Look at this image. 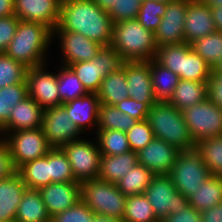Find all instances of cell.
Returning a JSON list of instances; mask_svg holds the SVG:
<instances>
[{
	"mask_svg": "<svg viewBox=\"0 0 222 222\" xmlns=\"http://www.w3.org/2000/svg\"><path fill=\"white\" fill-rule=\"evenodd\" d=\"M54 30L80 33L108 46L112 41L113 22L109 14L92 0H62L59 23Z\"/></svg>",
	"mask_w": 222,
	"mask_h": 222,
	"instance_id": "6da1fadb",
	"label": "cell"
},
{
	"mask_svg": "<svg viewBox=\"0 0 222 222\" xmlns=\"http://www.w3.org/2000/svg\"><path fill=\"white\" fill-rule=\"evenodd\" d=\"M51 42L53 43L52 30L49 27L38 22L19 20L15 36L5 53L31 68L48 62L46 56Z\"/></svg>",
	"mask_w": 222,
	"mask_h": 222,
	"instance_id": "7a4b0ae2",
	"label": "cell"
},
{
	"mask_svg": "<svg viewBox=\"0 0 222 222\" xmlns=\"http://www.w3.org/2000/svg\"><path fill=\"white\" fill-rule=\"evenodd\" d=\"M146 120L155 138L164 140L179 151H190L196 148L182 111L170 105L169 102L157 101L150 107Z\"/></svg>",
	"mask_w": 222,
	"mask_h": 222,
	"instance_id": "3957f363",
	"label": "cell"
},
{
	"mask_svg": "<svg viewBox=\"0 0 222 222\" xmlns=\"http://www.w3.org/2000/svg\"><path fill=\"white\" fill-rule=\"evenodd\" d=\"M110 45L125 61H151L158 49L154 33L145 29L137 19L113 23Z\"/></svg>",
	"mask_w": 222,
	"mask_h": 222,
	"instance_id": "277c9868",
	"label": "cell"
},
{
	"mask_svg": "<svg viewBox=\"0 0 222 222\" xmlns=\"http://www.w3.org/2000/svg\"><path fill=\"white\" fill-rule=\"evenodd\" d=\"M127 196L114 183L97 179L81 183V200L96 215L123 219Z\"/></svg>",
	"mask_w": 222,
	"mask_h": 222,
	"instance_id": "5b68a950",
	"label": "cell"
},
{
	"mask_svg": "<svg viewBox=\"0 0 222 222\" xmlns=\"http://www.w3.org/2000/svg\"><path fill=\"white\" fill-rule=\"evenodd\" d=\"M125 60L111 46H102L95 58L69 65L88 93H97L102 80L123 68Z\"/></svg>",
	"mask_w": 222,
	"mask_h": 222,
	"instance_id": "8992f818",
	"label": "cell"
},
{
	"mask_svg": "<svg viewBox=\"0 0 222 222\" xmlns=\"http://www.w3.org/2000/svg\"><path fill=\"white\" fill-rule=\"evenodd\" d=\"M168 175L178 192L189 199L212 174L203 163L201 154L193 149L178 153L175 164Z\"/></svg>",
	"mask_w": 222,
	"mask_h": 222,
	"instance_id": "52a82bcc",
	"label": "cell"
},
{
	"mask_svg": "<svg viewBox=\"0 0 222 222\" xmlns=\"http://www.w3.org/2000/svg\"><path fill=\"white\" fill-rule=\"evenodd\" d=\"M144 194L161 222L189 206V199L178 192L168 174L154 175Z\"/></svg>",
	"mask_w": 222,
	"mask_h": 222,
	"instance_id": "ba28073f",
	"label": "cell"
},
{
	"mask_svg": "<svg viewBox=\"0 0 222 222\" xmlns=\"http://www.w3.org/2000/svg\"><path fill=\"white\" fill-rule=\"evenodd\" d=\"M3 137L8 144L15 170L25 163L45 156L52 148L42 128L9 132Z\"/></svg>",
	"mask_w": 222,
	"mask_h": 222,
	"instance_id": "9c48e42d",
	"label": "cell"
},
{
	"mask_svg": "<svg viewBox=\"0 0 222 222\" xmlns=\"http://www.w3.org/2000/svg\"><path fill=\"white\" fill-rule=\"evenodd\" d=\"M182 114L195 143L222 135V108L209 98L182 110Z\"/></svg>",
	"mask_w": 222,
	"mask_h": 222,
	"instance_id": "30bf717a",
	"label": "cell"
},
{
	"mask_svg": "<svg viewBox=\"0 0 222 222\" xmlns=\"http://www.w3.org/2000/svg\"><path fill=\"white\" fill-rule=\"evenodd\" d=\"M61 148L67 155L77 182L98 178L101 153L97 141L94 143L81 138L64 144Z\"/></svg>",
	"mask_w": 222,
	"mask_h": 222,
	"instance_id": "8fae6325",
	"label": "cell"
},
{
	"mask_svg": "<svg viewBox=\"0 0 222 222\" xmlns=\"http://www.w3.org/2000/svg\"><path fill=\"white\" fill-rule=\"evenodd\" d=\"M41 128L51 147L61 148L84 135L62 105L44 109Z\"/></svg>",
	"mask_w": 222,
	"mask_h": 222,
	"instance_id": "7c38bea8",
	"label": "cell"
},
{
	"mask_svg": "<svg viewBox=\"0 0 222 222\" xmlns=\"http://www.w3.org/2000/svg\"><path fill=\"white\" fill-rule=\"evenodd\" d=\"M48 63L27 68L26 83L28 96L34 99L43 109L61 106L57 73L49 72Z\"/></svg>",
	"mask_w": 222,
	"mask_h": 222,
	"instance_id": "4fadbf2b",
	"label": "cell"
},
{
	"mask_svg": "<svg viewBox=\"0 0 222 222\" xmlns=\"http://www.w3.org/2000/svg\"><path fill=\"white\" fill-rule=\"evenodd\" d=\"M59 38L63 57L61 63L64 66L83 61H89L97 56L102 47L101 44L84 37L80 33L67 30H53L52 39Z\"/></svg>",
	"mask_w": 222,
	"mask_h": 222,
	"instance_id": "5bb4252c",
	"label": "cell"
},
{
	"mask_svg": "<svg viewBox=\"0 0 222 222\" xmlns=\"http://www.w3.org/2000/svg\"><path fill=\"white\" fill-rule=\"evenodd\" d=\"M187 6L188 0H173L167 3L166 12L154 33L158 47L185 42L184 23Z\"/></svg>",
	"mask_w": 222,
	"mask_h": 222,
	"instance_id": "9a60e30c",
	"label": "cell"
},
{
	"mask_svg": "<svg viewBox=\"0 0 222 222\" xmlns=\"http://www.w3.org/2000/svg\"><path fill=\"white\" fill-rule=\"evenodd\" d=\"M13 4L19 20L38 22L52 31L58 26L62 0H14Z\"/></svg>",
	"mask_w": 222,
	"mask_h": 222,
	"instance_id": "2e32d148",
	"label": "cell"
},
{
	"mask_svg": "<svg viewBox=\"0 0 222 222\" xmlns=\"http://www.w3.org/2000/svg\"><path fill=\"white\" fill-rule=\"evenodd\" d=\"M39 192L52 218L81 200V183L53 182L39 189Z\"/></svg>",
	"mask_w": 222,
	"mask_h": 222,
	"instance_id": "e0dca14e",
	"label": "cell"
},
{
	"mask_svg": "<svg viewBox=\"0 0 222 222\" xmlns=\"http://www.w3.org/2000/svg\"><path fill=\"white\" fill-rule=\"evenodd\" d=\"M180 151L161 139L154 138L137 152L138 164L149 169L154 175L169 174Z\"/></svg>",
	"mask_w": 222,
	"mask_h": 222,
	"instance_id": "ac0fdd59",
	"label": "cell"
},
{
	"mask_svg": "<svg viewBox=\"0 0 222 222\" xmlns=\"http://www.w3.org/2000/svg\"><path fill=\"white\" fill-rule=\"evenodd\" d=\"M123 68L129 97L142 103H156L150 76V61H125Z\"/></svg>",
	"mask_w": 222,
	"mask_h": 222,
	"instance_id": "d6986e66",
	"label": "cell"
},
{
	"mask_svg": "<svg viewBox=\"0 0 222 222\" xmlns=\"http://www.w3.org/2000/svg\"><path fill=\"white\" fill-rule=\"evenodd\" d=\"M214 31L216 28L210 6L201 0H188L184 23L185 42L191 45Z\"/></svg>",
	"mask_w": 222,
	"mask_h": 222,
	"instance_id": "ffe728a7",
	"label": "cell"
},
{
	"mask_svg": "<svg viewBox=\"0 0 222 222\" xmlns=\"http://www.w3.org/2000/svg\"><path fill=\"white\" fill-rule=\"evenodd\" d=\"M44 109L30 96L12 108L8 122L0 129V135L9 132L42 127Z\"/></svg>",
	"mask_w": 222,
	"mask_h": 222,
	"instance_id": "44dd1931",
	"label": "cell"
},
{
	"mask_svg": "<svg viewBox=\"0 0 222 222\" xmlns=\"http://www.w3.org/2000/svg\"><path fill=\"white\" fill-rule=\"evenodd\" d=\"M69 118L80 128L83 133L96 129L98 125V114L100 100L97 93H87L81 98L63 103ZM92 127V128H91Z\"/></svg>",
	"mask_w": 222,
	"mask_h": 222,
	"instance_id": "7402d4cb",
	"label": "cell"
},
{
	"mask_svg": "<svg viewBox=\"0 0 222 222\" xmlns=\"http://www.w3.org/2000/svg\"><path fill=\"white\" fill-rule=\"evenodd\" d=\"M26 189V184L17 172L0 180V222L15 220L18 206Z\"/></svg>",
	"mask_w": 222,
	"mask_h": 222,
	"instance_id": "603a6c76",
	"label": "cell"
},
{
	"mask_svg": "<svg viewBox=\"0 0 222 222\" xmlns=\"http://www.w3.org/2000/svg\"><path fill=\"white\" fill-rule=\"evenodd\" d=\"M138 164V154L130 150L120 155H101L98 178L116 184Z\"/></svg>",
	"mask_w": 222,
	"mask_h": 222,
	"instance_id": "cb8c5ba5",
	"label": "cell"
},
{
	"mask_svg": "<svg viewBox=\"0 0 222 222\" xmlns=\"http://www.w3.org/2000/svg\"><path fill=\"white\" fill-rule=\"evenodd\" d=\"M207 98L208 81L199 82L180 79L169 103L182 111L194 104L203 102Z\"/></svg>",
	"mask_w": 222,
	"mask_h": 222,
	"instance_id": "d4e9b609",
	"label": "cell"
},
{
	"mask_svg": "<svg viewBox=\"0 0 222 222\" xmlns=\"http://www.w3.org/2000/svg\"><path fill=\"white\" fill-rule=\"evenodd\" d=\"M17 222H51L41 194L37 189L27 188L16 212Z\"/></svg>",
	"mask_w": 222,
	"mask_h": 222,
	"instance_id": "484cf974",
	"label": "cell"
},
{
	"mask_svg": "<svg viewBox=\"0 0 222 222\" xmlns=\"http://www.w3.org/2000/svg\"><path fill=\"white\" fill-rule=\"evenodd\" d=\"M16 172L30 189L39 190L53 183L50 176V150L45 156L20 166Z\"/></svg>",
	"mask_w": 222,
	"mask_h": 222,
	"instance_id": "4316f807",
	"label": "cell"
},
{
	"mask_svg": "<svg viewBox=\"0 0 222 222\" xmlns=\"http://www.w3.org/2000/svg\"><path fill=\"white\" fill-rule=\"evenodd\" d=\"M150 76L156 101L169 102L180 78L155 59L150 61Z\"/></svg>",
	"mask_w": 222,
	"mask_h": 222,
	"instance_id": "83f0119b",
	"label": "cell"
},
{
	"mask_svg": "<svg viewBox=\"0 0 222 222\" xmlns=\"http://www.w3.org/2000/svg\"><path fill=\"white\" fill-rule=\"evenodd\" d=\"M127 88L125 69L122 68L117 72H111L102 80L97 92L100 104L116 105L129 98Z\"/></svg>",
	"mask_w": 222,
	"mask_h": 222,
	"instance_id": "f1b7e54d",
	"label": "cell"
},
{
	"mask_svg": "<svg viewBox=\"0 0 222 222\" xmlns=\"http://www.w3.org/2000/svg\"><path fill=\"white\" fill-rule=\"evenodd\" d=\"M222 203V177L211 175L189 198V205L202 212Z\"/></svg>",
	"mask_w": 222,
	"mask_h": 222,
	"instance_id": "f546056e",
	"label": "cell"
},
{
	"mask_svg": "<svg viewBox=\"0 0 222 222\" xmlns=\"http://www.w3.org/2000/svg\"><path fill=\"white\" fill-rule=\"evenodd\" d=\"M212 68L199 56L192 46L183 43V64L180 79L190 81H209Z\"/></svg>",
	"mask_w": 222,
	"mask_h": 222,
	"instance_id": "4dcf8cb0",
	"label": "cell"
},
{
	"mask_svg": "<svg viewBox=\"0 0 222 222\" xmlns=\"http://www.w3.org/2000/svg\"><path fill=\"white\" fill-rule=\"evenodd\" d=\"M153 176L149 169L137 164L117 181L116 186L125 196L144 194Z\"/></svg>",
	"mask_w": 222,
	"mask_h": 222,
	"instance_id": "1f68e13d",
	"label": "cell"
},
{
	"mask_svg": "<svg viewBox=\"0 0 222 222\" xmlns=\"http://www.w3.org/2000/svg\"><path fill=\"white\" fill-rule=\"evenodd\" d=\"M123 222H161L145 194L127 196Z\"/></svg>",
	"mask_w": 222,
	"mask_h": 222,
	"instance_id": "d6a6232c",
	"label": "cell"
},
{
	"mask_svg": "<svg viewBox=\"0 0 222 222\" xmlns=\"http://www.w3.org/2000/svg\"><path fill=\"white\" fill-rule=\"evenodd\" d=\"M60 66L59 71H56L58 92L62 104L86 95L88 92L76 73L69 66Z\"/></svg>",
	"mask_w": 222,
	"mask_h": 222,
	"instance_id": "836d02e7",
	"label": "cell"
},
{
	"mask_svg": "<svg viewBox=\"0 0 222 222\" xmlns=\"http://www.w3.org/2000/svg\"><path fill=\"white\" fill-rule=\"evenodd\" d=\"M136 122L137 120L114 105L100 104L99 106L97 129L127 132Z\"/></svg>",
	"mask_w": 222,
	"mask_h": 222,
	"instance_id": "e575fe53",
	"label": "cell"
},
{
	"mask_svg": "<svg viewBox=\"0 0 222 222\" xmlns=\"http://www.w3.org/2000/svg\"><path fill=\"white\" fill-rule=\"evenodd\" d=\"M195 149L201 154L211 174L222 177V135L200 140Z\"/></svg>",
	"mask_w": 222,
	"mask_h": 222,
	"instance_id": "d590c367",
	"label": "cell"
},
{
	"mask_svg": "<svg viewBox=\"0 0 222 222\" xmlns=\"http://www.w3.org/2000/svg\"><path fill=\"white\" fill-rule=\"evenodd\" d=\"M95 134L101 155H120L130 151L126 132L97 129Z\"/></svg>",
	"mask_w": 222,
	"mask_h": 222,
	"instance_id": "8d00e7d4",
	"label": "cell"
},
{
	"mask_svg": "<svg viewBox=\"0 0 222 222\" xmlns=\"http://www.w3.org/2000/svg\"><path fill=\"white\" fill-rule=\"evenodd\" d=\"M191 46L213 70L222 59V32L214 31L196 40Z\"/></svg>",
	"mask_w": 222,
	"mask_h": 222,
	"instance_id": "74e56055",
	"label": "cell"
},
{
	"mask_svg": "<svg viewBox=\"0 0 222 222\" xmlns=\"http://www.w3.org/2000/svg\"><path fill=\"white\" fill-rule=\"evenodd\" d=\"M27 96L26 82L9 85L0 89V129L8 122L12 108Z\"/></svg>",
	"mask_w": 222,
	"mask_h": 222,
	"instance_id": "f35d334b",
	"label": "cell"
},
{
	"mask_svg": "<svg viewBox=\"0 0 222 222\" xmlns=\"http://www.w3.org/2000/svg\"><path fill=\"white\" fill-rule=\"evenodd\" d=\"M27 67L12 59L5 52L0 53V89L26 82Z\"/></svg>",
	"mask_w": 222,
	"mask_h": 222,
	"instance_id": "ab89813d",
	"label": "cell"
},
{
	"mask_svg": "<svg viewBox=\"0 0 222 222\" xmlns=\"http://www.w3.org/2000/svg\"><path fill=\"white\" fill-rule=\"evenodd\" d=\"M50 176L52 182H77L62 148L52 147L50 149Z\"/></svg>",
	"mask_w": 222,
	"mask_h": 222,
	"instance_id": "60d3db41",
	"label": "cell"
},
{
	"mask_svg": "<svg viewBox=\"0 0 222 222\" xmlns=\"http://www.w3.org/2000/svg\"><path fill=\"white\" fill-rule=\"evenodd\" d=\"M167 3L157 1H142L137 15V21L145 28L155 33L166 12Z\"/></svg>",
	"mask_w": 222,
	"mask_h": 222,
	"instance_id": "b9f144b4",
	"label": "cell"
},
{
	"mask_svg": "<svg viewBox=\"0 0 222 222\" xmlns=\"http://www.w3.org/2000/svg\"><path fill=\"white\" fill-rule=\"evenodd\" d=\"M155 60L180 77L183 64V43L158 47Z\"/></svg>",
	"mask_w": 222,
	"mask_h": 222,
	"instance_id": "7bdbcfd3",
	"label": "cell"
},
{
	"mask_svg": "<svg viewBox=\"0 0 222 222\" xmlns=\"http://www.w3.org/2000/svg\"><path fill=\"white\" fill-rule=\"evenodd\" d=\"M130 150L139 152L154 138V133L147 120L137 121L127 132Z\"/></svg>",
	"mask_w": 222,
	"mask_h": 222,
	"instance_id": "ee69618b",
	"label": "cell"
},
{
	"mask_svg": "<svg viewBox=\"0 0 222 222\" xmlns=\"http://www.w3.org/2000/svg\"><path fill=\"white\" fill-rule=\"evenodd\" d=\"M95 214L80 200L76 205L55 215L51 222H93Z\"/></svg>",
	"mask_w": 222,
	"mask_h": 222,
	"instance_id": "f6af8a7d",
	"label": "cell"
},
{
	"mask_svg": "<svg viewBox=\"0 0 222 222\" xmlns=\"http://www.w3.org/2000/svg\"><path fill=\"white\" fill-rule=\"evenodd\" d=\"M142 0H116V6L107 12L113 23L136 19Z\"/></svg>",
	"mask_w": 222,
	"mask_h": 222,
	"instance_id": "bcb514c9",
	"label": "cell"
},
{
	"mask_svg": "<svg viewBox=\"0 0 222 222\" xmlns=\"http://www.w3.org/2000/svg\"><path fill=\"white\" fill-rule=\"evenodd\" d=\"M155 103H142L133 98H127L117 103L116 106L123 113L129 114L133 119L137 121L146 120L150 107Z\"/></svg>",
	"mask_w": 222,
	"mask_h": 222,
	"instance_id": "7dc6e473",
	"label": "cell"
},
{
	"mask_svg": "<svg viewBox=\"0 0 222 222\" xmlns=\"http://www.w3.org/2000/svg\"><path fill=\"white\" fill-rule=\"evenodd\" d=\"M19 19L15 15L0 17V53L5 52L15 36Z\"/></svg>",
	"mask_w": 222,
	"mask_h": 222,
	"instance_id": "c3c4849f",
	"label": "cell"
},
{
	"mask_svg": "<svg viewBox=\"0 0 222 222\" xmlns=\"http://www.w3.org/2000/svg\"><path fill=\"white\" fill-rule=\"evenodd\" d=\"M8 144L0 135V180L5 179L15 173Z\"/></svg>",
	"mask_w": 222,
	"mask_h": 222,
	"instance_id": "681fc988",
	"label": "cell"
},
{
	"mask_svg": "<svg viewBox=\"0 0 222 222\" xmlns=\"http://www.w3.org/2000/svg\"><path fill=\"white\" fill-rule=\"evenodd\" d=\"M208 98L222 108V74L213 70L208 81Z\"/></svg>",
	"mask_w": 222,
	"mask_h": 222,
	"instance_id": "f907efd6",
	"label": "cell"
},
{
	"mask_svg": "<svg viewBox=\"0 0 222 222\" xmlns=\"http://www.w3.org/2000/svg\"><path fill=\"white\" fill-rule=\"evenodd\" d=\"M162 222H202V216L198 210L189 205L183 211L170 214Z\"/></svg>",
	"mask_w": 222,
	"mask_h": 222,
	"instance_id": "816d5d0a",
	"label": "cell"
},
{
	"mask_svg": "<svg viewBox=\"0 0 222 222\" xmlns=\"http://www.w3.org/2000/svg\"><path fill=\"white\" fill-rule=\"evenodd\" d=\"M200 213L202 216V222H222V203Z\"/></svg>",
	"mask_w": 222,
	"mask_h": 222,
	"instance_id": "f5cc1de1",
	"label": "cell"
},
{
	"mask_svg": "<svg viewBox=\"0 0 222 222\" xmlns=\"http://www.w3.org/2000/svg\"><path fill=\"white\" fill-rule=\"evenodd\" d=\"M14 0H0V17L15 15Z\"/></svg>",
	"mask_w": 222,
	"mask_h": 222,
	"instance_id": "db71d44e",
	"label": "cell"
},
{
	"mask_svg": "<svg viewBox=\"0 0 222 222\" xmlns=\"http://www.w3.org/2000/svg\"><path fill=\"white\" fill-rule=\"evenodd\" d=\"M216 31L222 32V6H210Z\"/></svg>",
	"mask_w": 222,
	"mask_h": 222,
	"instance_id": "11a10c76",
	"label": "cell"
},
{
	"mask_svg": "<svg viewBox=\"0 0 222 222\" xmlns=\"http://www.w3.org/2000/svg\"><path fill=\"white\" fill-rule=\"evenodd\" d=\"M94 1L102 10L108 12L112 6H116V0H92Z\"/></svg>",
	"mask_w": 222,
	"mask_h": 222,
	"instance_id": "9f6ffc18",
	"label": "cell"
},
{
	"mask_svg": "<svg viewBox=\"0 0 222 222\" xmlns=\"http://www.w3.org/2000/svg\"><path fill=\"white\" fill-rule=\"evenodd\" d=\"M93 222H123V220L117 219V218H114V217L101 216V215H96L95 214Z\"/></svg>",
	"mask_w": 222,
	"mask_h": 222,
	"instance_id": "6f0895ef",
	"label": "cell"
},
{
	"mask_svg": "<svg viewBox=\"0 0 222 222\" xmlns=\"http://www.w3.org/2000/svg\"><path fill=\"white\" fill-rule=\"evenodd\" d=\"M209 6H222V0H201Z\"/></svg>",
	"mask_w": 222,
	"mask_h": 222,
	"instance_id": "680465c9",
	"label": "cell"
},
{
	"mask_svg": "<svg viewBox=\"0 0 222 222\" xmlns=\"http://www.w3.org/2000/svg\"><path fill=\"white\" fill-rule=\"evenodd\" d=\"M213 71L218 74H222V59L219 61V63L216 65Z\"/></svg>",
	"mask_w": 222,
	"mask_h": 222,
	"instance_id": "91938a15",
	"label": "cell"
},
{
	"mask_svg": "<svg viewBox=\"0 0 222 222\" xmlns=\"http://www.w3.org/2000/svg\"><path fill=\"white\" fill-rule=\"evenodd\" d=\"M142 1H157V2H163V3H168L169 1H173V0H142Z\"/></svg>",
	"mask_w": 222,
	"mask_h": 222,
	"instance_id": "94428289",
	"label": "cell"
}]
</instances>
